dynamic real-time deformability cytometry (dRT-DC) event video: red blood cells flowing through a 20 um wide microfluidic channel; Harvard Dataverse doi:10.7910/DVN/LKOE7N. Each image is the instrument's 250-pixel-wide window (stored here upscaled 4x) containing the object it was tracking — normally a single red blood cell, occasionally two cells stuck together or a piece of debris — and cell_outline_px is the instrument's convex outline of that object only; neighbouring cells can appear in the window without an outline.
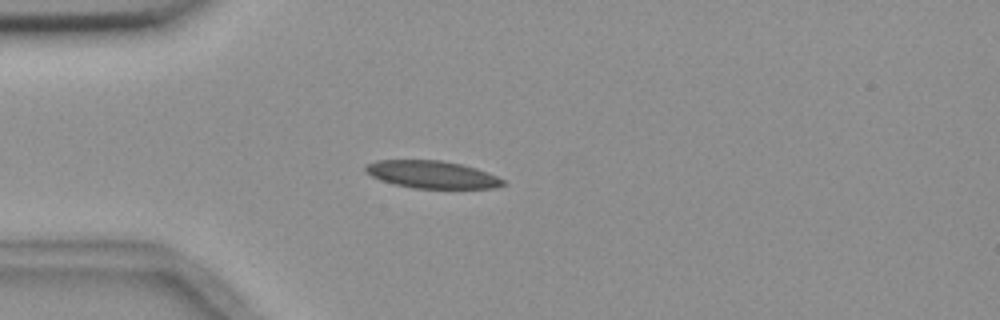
{"species": "common noctule bat (a hibernating species)", "species_latin": "Nyctalus noctula", "temperature_condition": "room temperature", "stored_images_in_passage": 3, "camera_frame_rate_fps": 3000, "um_per_image_px": 0.085, "animal": {"sex": "female", "body_mass_g": 18.4}, "frame": {"image": 1, "passage_image": 3, "time_ms": 3.333, "image_size_px": [1000, 320], "cell_outline_px": [[504, 184], [496, 188], [412, 188], [380, 180], [372, 176], [364, 168], [368, 164], [376, 160], [440, 160], [460, 164], [476, 168], [496, 176], [504, 180]], "centroid_in_image_um": [36.72, 14.83], "position_along_channel_um": 48.3, "area_um2": 21.73}}